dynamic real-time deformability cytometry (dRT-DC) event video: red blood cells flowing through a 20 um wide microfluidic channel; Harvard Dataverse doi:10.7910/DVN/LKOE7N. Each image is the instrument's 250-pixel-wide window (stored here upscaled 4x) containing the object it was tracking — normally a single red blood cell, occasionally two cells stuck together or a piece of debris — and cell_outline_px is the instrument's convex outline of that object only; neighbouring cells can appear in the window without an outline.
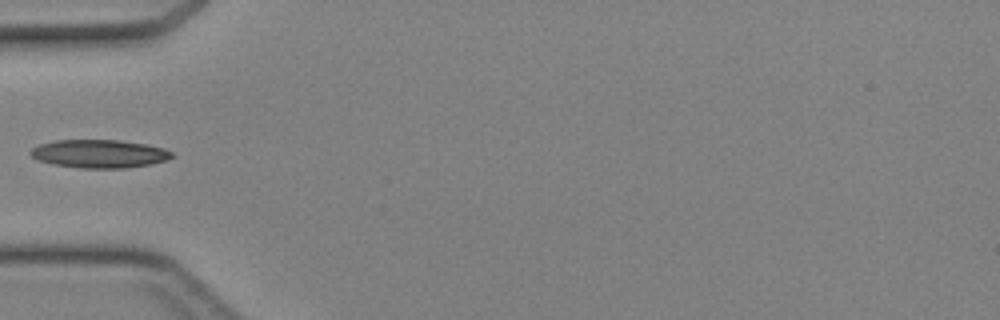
{"species": "Egyptian fruit bat (a non-hibernating species)", "species_latin": "Rousettus aegyptiacus", "temperature_condition": "cold", "stored_images_in_passage": 5, "camera_frame_rate_fps": 3000, "um_per_image_px": 0.085, "animal": {"sex": "female"}, "frame": {"image": 1, "passage_image": 5, "time_ms": 1.333, "image_size_px": [1000, 320], "cell_outline_px": [[172, 156], [168, 160], [152, 164], [124, 168], [80, 168], [52, 164], [40, 160], [32, 156], [28, 152], [32, 148], [40, 144], [56, 140], [120, 140], [144, 144], [164, 148], [172, 152]], "centroid_in_image_um": [8.45, 13.07], "position_along_channel_um": 76.6, "area_um2": 23.18}}